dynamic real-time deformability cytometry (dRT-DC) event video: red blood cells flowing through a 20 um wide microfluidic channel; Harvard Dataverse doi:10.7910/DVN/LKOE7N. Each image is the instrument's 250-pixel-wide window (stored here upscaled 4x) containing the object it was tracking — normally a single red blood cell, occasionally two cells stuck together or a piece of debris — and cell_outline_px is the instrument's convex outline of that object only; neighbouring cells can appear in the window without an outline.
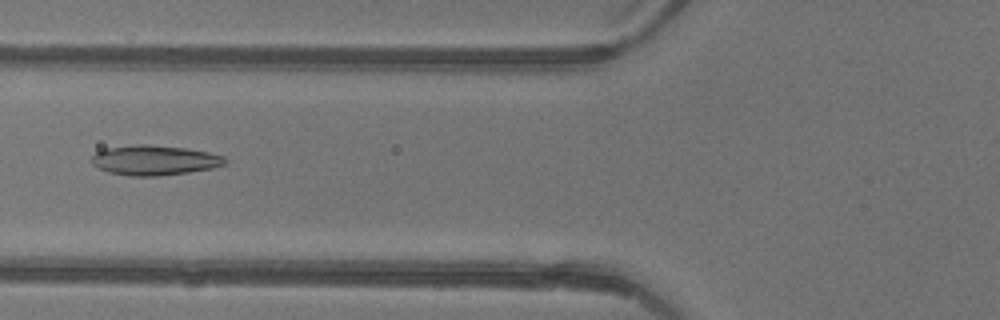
{"species": "common noctule bat (a hibernating species)", "species_latin": "Nyctalus noctula", "temperature_condition": "warm", "stored_images_in_passage": 2, "camera_frame_rate_fps": 3000, "um_per_image_px": 0.085, "animal": {"sex": "female"}, "frame": {"image": 1, "passage_image": 2, "time_ms": 0.333, "image_size_px": [1000, 320], "cell_outline_px": [[228, 160], [224, 164], [212, 168], [188, 172], [156, 176], [132, 176], [108, 172], [92, 164], [88, 160], [96, 152], [108, 148], [140, 144], [144, 144], [184, 148], [208, 152], [224, 156]], "centroid_in_image_um": [13.11, 13.62], "position_along_channel_um": 112.7, "area_um2": 23.06}}